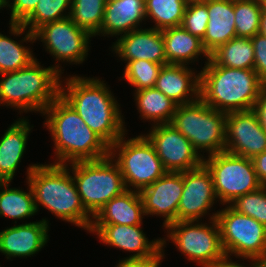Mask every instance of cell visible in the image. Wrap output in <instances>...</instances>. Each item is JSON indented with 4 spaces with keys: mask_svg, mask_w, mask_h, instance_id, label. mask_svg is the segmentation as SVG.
Here are the masks:
<instances>
[{
    "mask_svg": "<svg viewBox=\"0 0 266 267\" xmlns=\"http://www.w3.org/2000/svg\"><path fill=\"white\" fill-rule=\"evenodd\" d=\"M262 9H266V0H259Z\"/></svg>",
    "mask_w": 266,
    "mask_h": 267,
    "instance_id": "cell-44",
    "label": "cell"
},
{
    "mask_svg": "<svg viewBox=\"0 0 266 267\" xmlns=\"http://www.w3.org/2000/svg\"><path fill=\"white\" fill-rule=\"evenodd\" d=\"M107 0H72L70 19L96 36L102 26Z\"/></svg>",
    "mask_w": 266,
    "mask_h": 267,
    "instance_id": "cell-31",
    "label": "cell"
},
{
    "mask_svg": "<svg viewBox=\"0 0 266 267\" xmlns=\"http://www.w3.org/2000/svg\"><path fill=\"white\" fill-rule=\"evenodd\" d=\"M144 19L145 0H107L103 23L97 35H125L139 29Z\"/></svg>",
    "mask_w": 266,
    "mask_h": 267,
    "instance_id": "cell-21",
    "label": "cell"
},
{
    "mask_svg": "<svg viewBox=\"0 0 266 267\" xmlns=\"http://www.w3.org/2000/svg\"><path fill=\"white\" fill-rule=\"evenodd\" d=\"M42 115H46L44 126L54 141V164L96 161L110 156V146L85 124L60 95Z\"/></svg>",
    "mask_w": 266,
    "mask_h": 267,
    "instance_id": "cell-2",
    "label": "cell"
},
{
    "mask_svg": "<svg viewBox=\"0 0 266 267\" xmlns=\"http://www.w3.org/2000/svg\"><path fill=\"white\" fill-rule=\"evenodd\" d=\"M70 166L84 208L94 217L112 198L127 190L118 164L108 156L96 161H78Z\"/></svg>",
    "mask_w": 266,
    "mask_h": 267,
    "instance_id": "cell-7",
    "label": "cell"
},
{
    "mask_svg": "<svg viewBox=\"0 0 266 267\" xmlns=\"http://www.w3.org/2000/svg\"><path fill=\"white\" fill-rule=\"evenodd\" d=\"M49 221L14 225L0 232V253L7 259L12 257H31L38 253L48 242Z\"/></svg>",
    "mask_w": 266,
    "mask_h": 267,
    "instance_id": "cell-19",
    "label": "cell"
},
{
    "mask_svg": "<svg viewBox=\"0 0 266 267\" xmlns=\"http://www.w3.org/2000/svg\"><path fill=\"white\" fill-rule=\"evenodd\" d=\"M229 205L237 212L252 217L266 226V188L263 186L237 197Z\"/></svg>",
    "mask_w": 266,
    "mask_h": 267,
    "instance_id": "cell-35",
    "label": "cell"
},
{
    "mask_svg": "<svg viewBox=\"0 0 266 267\" xmlns=\"http://www.w3.org/2000/svg\"><path fill=\"white\" fill-rule=\"evenodd\" d=\"M65 79V86L60 82V96L93 132L110 147L126 134L120 105L105 81L78 75Z\"/></svg>",
    "mask_w": 266,
    "mask_h": 267,
    "instance_id": "cell-1",
    "label": "cell"
},
{
    "mask_svg": "<svg viewBox=\"0 0 266 267\" xmlns=\"http://www.w3.org/2000/svg\"><path fill=\"white\" fill-rule=\"evenodd\" d=\"M71 3L72 0H39L34 11L21 24L34 34L47 23L69 17ZM66 10L69 12L65 14Z\"/></svg>",
    "mask_w": 266,
    "mask_h": 267,
    "instance_id": "cell-32",
    "label": "cell"
},
{
    "mask_svg": "<svg viewBox=\"0 0 266 267\" xmlns=\"http://www.w3.org/2000/svg\"><path fill=\"white\" fill-rule=\"evenodd\" d=\"M210 59L219 66L254 69V46L251 38L236 37L218 47Z\"/></svg>",
    "mask_w": 266,
    "mask_h": 267,
    "instance_id": "cell-28",
    "label": "cell"
},
{
    "mask_svg": "<svg viewBox=\"0 0 266 267\" xmlns=\"http://www.w3.org/2000/svg\"><path fill=\"white\" fill-rule=\"evenodd\" d=\"M253 110L257 113L260 124L266 131V84L262 85L259 97Z\"/></svg>",
    "mask_w": 266,
    "mask_h": 267,
    "instance_id": "cell-40",
    "label": "cell"
},
{
    "mask_svg": "<svg viewBox=\"0 0 266 267\" xmlns=\"http://www.w3.org/2000/svg\"><path fill=\"white\" fill-rule=\"evenodd\" d=\"M37 58L17 71L1 73L0 105L19 113L43 111L60 95L61 74L54 65H40Z\"/></svg>",
    "mask_w": 266,
    "mask_h": 267,
    "instance_id": "cell-5",
    "label": "cell"
},
{
    "mask_svg": "<svg viewBox=\"0 0 266 267\" xmlns=\"http://www.w3.org/2000/svg\"><path fill=\"white\" fill-rule=\"evenodd\" d=\"M90 232L97 234L105 245L136 253L127 258L163 257L162 239L148 241L141 225L92 224Z\"/></svg>",
    "mask_w": 266,
    "mask_h": 267,
    "instance_id": "cell-16",
    "label": "cell"
},
{
    "mask_svg": "<svg viewBox=\"0 0 266 267\" xmlns=\"http://www.w3.org/2000/svg\"><path fill=\"white\" fill-rule=\"evenodd\" d=\"M162 31L165 56L168 64L189 65L197 61L199 55L210 59L202 40L186 31L182 26L167 28ZM187 63V64H186Z\"/></svg>",
    "mask_w": 266,
    "mask_h": 267,
    "instance_id": "cell-25",
    "label": "cell"
},
{
    "mask_svg": "<svg viewBox=\"0 0 266 267\" xmlns=\"http://www.w3.org/2000/svg\"><path fill=\"white\" fill-rule=\"evenodd\" d=\"M216 215L217 212L210 215V226L198 220L178 221L167 225L165 230L168 232V240L161 238L162 250L170 239L188 260L199 263L201 267H218L227 256L222 246Z\"/></svg>",
    "mask_w": 266,
    "mask_h": 267,
    "instance_id": "cell-8",
    "label": "cell"
},
{
    "mask_svg": "<svg viewBox=\"0 0 266 267\" xmlns=\"http://www.w3.org/2000/svg\"><path fill=\"white\" fill-rule=\"evenodd\" d=\"M221 242L227 258L260 260L266 253V226L230 205L217 211Z\"/></svg>",
    "mask_w": 266,
    "mask_h": 267,
    "instance_id": "cell-11",
    "label": "cell"
},
{
    "mask_svg": "<svg viewBox=\"0 0 266 267\" xmlns=\"http://www.w3.org/2000/svg\"><path fill=\"white\" fill-rule=\"evenodd\" d=\"M9 184L11 183L0 182V216L16 220L36 215L34 194L29 182L27 181V192L20 188H8Z\"/></svg>",
    "mask_w": 266,
    "mask_h": 267,
    "instance_id": "cell-29",
    "label": "cell"
},
{
    "mask_svg": "<svg viewBox=\"0 0 266 267\" xmlns=\"http://www.w3.org/2000/svg\"><path fill=\"white\" fill-rule=\"evenodd\" d=\"M254 46V70L266 84V36L258 33L251 38Z\"/></svg>",
    "mask_w": 266,
    "mask_h": 267,
    "instance_id": "cell-37",
    "label": "cell"
},
{
    "mask_svg": "<svg viewBox=\"0 0 266 267\" xmlns=\"http://www.w3.org/2000/svg\"><path fill=\"white\" fill-rule=\"evenodd\" d=\"M68 168L54 163L27 167L26 179L34 194L35 207L38 212L41 204L59 219L89 231L93 216L84 208Z\"/></svg>",
    "mask_w": 266,
    "mask_h": 267,
    "instance_id": "cell-3",
    "label": "cell"
},
{
    "mask_svg": "<svg viewBox=\"0 0 266 267\" xmlns=\"http://www.w3.org/2000/svg\"><path fill=\"white\" fill-rule=\"evenodd\" d=\"M9 25L12 35L20 37L25 31L26 34L19 43L10 36L0 33V74L20 70L36 59L31 49L22 45L23 42L34 43L35 35L21 23H9Z\"/></svg>",
    "mask_w": 266,
    "mask_h": 267,
    "instance_id": "cell-26",
    "label": "cell"
},
{
    "mask_svg": "<svg viewBox=\"0 0 266 267\" xmlns=\"http://www.w3.org/2000/svg\"><path fill=\"white\" fill-rule=\"evenodd\" d=\"M227 113L211 108L200 98L179 105L170 122L197 150L208 156L225 151ZM205 150V151H204Z\"/></svg>",
    "mask_w": 266,
    "mask_h": 267,
    "instance_id": "cell-6",
    "label": "cell"
},
{
    "mask_svg": "<svg viewBox=\"0 0 266 267\" xmlns=\"http://www.w3.org/2000/svg\"><path fill=\"white\" fill-rule=\"evenodd\" d=\"M189 0H145L146 19L153 20L151 28L164 30L181 26Z\"/></svg>",
    "mask_w": 266,
    "mask_h": 267,
    "instance_id": "cell-30",
    "label": "cell"
},
{
    "mask_svg": "<svg viewBox=\"0 0 266 267\" xmlns=\"http://www.w3.org/2000/svg\"><path fill=\"white\" fill-rule=\"evenodd\" d=\"M213 178L203 164L183 172V191L177 211L178 221L200 220L217 202Z\"/></svg>",
    "mask_w": 266,
    "mask_h": 267,
    "instance_id": "cell-15",
    "label": "cell"
},
{
    "mask_svg": "<svg viewBox=\"0 0 266 267\" xmlns=\"http://www.w3.org/2000/svg\"><path fill=\"white\" fill-rule=\"evenodd\" d=\"M199 98L224 113L253 110L264 84L254 69L228 68L205 61Z\"/></svg>",
    "mask_w": 266,
    "mask_h": 267,
    "instance_id": "cell-4",
    "label": "cell"
},
{
    "mask_svg": "<svg viewBox=\"0 0 266 267\" xmlns=\"http://www.w3.org/2000/svg\"><path fill=\"white\" fill-rule=\"evenodd\" d=\"M163 257L150 258H124L116 265V267H159L164 259V250H162Z\"/></svg>",
    "mask_w": 266,
    "mask_h": 267,
    "instance_id": "cell-39",
    "label": "cell"
},
{
    "mask_svg": "<svg viewBox=\"0 0 266 267\" xmlns=\"http://www.w3.org/2000/svg\"><path fill=\"white\" fill-rule=\"evenodd\" d=\"M125 136L124 134L110 147V156L120 167L126 188L140 192L167 171L153 145L144 135L128 140Z\"/></svg>",
    "mask_w": 266,
    "mask_h": 267,
    "instance_id": "cell-9",
    "label": "cell"
},
{
    "mask_svg": "<svg viewBox=\"0 0 266 267\" xmlns=\"http://www.w3.org/2000/svg\"><path fill=\"white\" fill-rule=\"evenodd\" d=\"M150 130L143 135L153 145L167 172H184L203 165L204 156L170 123L155 124Z\"/></svg>",
    "mask_w": 266,
    "mask_h": 267,
    "instance_id": "cell-13",
    "label": "cell"
},
{
    "mask_svg": "<svg viewBox=\"0 0 266 267\" xmlns=\"http://www.w3.org/2000/svg\"><path fill=\"white\" fill-rule=\"evenodd\" d=\"M39 0H4L3 7L11 9L10 23H22L36 8Z\"/></svg>",
    "mask_w": 266,
    "mask_h": 267,
    "instance_id": "cell-38",
    "label": "cell"
},
{
    "mask_svg": "<svg viewBox=\"0 0 266 267\" xmlns=\"http://www.w3.org/2000/svg\"><path fill=\"white\" fill-rule=\"evenodd\" d=\"M250 267H263L260 260H250ZM249 267V265H247ZM242 264H238L237 261L233 262L230 258H227L218 267H247Z\"/></svg>",
    "mask_w": 266,
    "mask_h": 267,
    "instance_id": "cell-41",
    "label": "cell"
},
{
    "mask_svg": "<svg viewBox=\"0 0 266 267\" xmlns=\"http://www.w3.org/2000/svg\"><path fill=\"white\" fill-rule=\"evenodd\" d=\"M188 67L181 64L163 65L156 79L155 88L178 106L199 99L200 75Z\"/></svg>",
    "mask_w": 266,
    "mask_h": 267,
    "instance_id": "cell-20",
    "label": "cell"
},
{
    "mask_svg": "<svg viewBox=\"0 0 266 267\" xmlns=\"http://www.w3.org/2000/svg\"><path fill=\"white\" fill-rule=\"evenodd\" d=\"M162 66V64L149 60L129 61L125 65L123 77L131 86L135 87V91L153 88Z\"/></svg>",
    "mask_w": 266,
    "mask_h": 267,
    "instance_id": "cell-34",
    "label": "cell"
},
{
    "mask_svg": "<svg viewBox=\"0 0 266 267\" xmlns=\"http://www.w3.org/2000/svg\"><path fill=\"white\" fill-rule=\"evenodd\" d=\"M143 201L138 191L125 190L108 201L93 217L92 224L142 225Z\"/></svg>",
    "mask_w": 266,
    "mask_h": 267,
    "instance_id": "cell-24",
    "label": "cell"
},
{
    "mask_svg": "<svg viewBox=\"0 0 266 267\" xmlns=\"http://www.w3.org/2000/svg\"><path fill=\"white\" fill-rule=\"evenodd\" d=\"M208 18L207 5L202 0H189L181 26L202 40L206 32Z\"/></svg>",
    "mask_w": 266,
    "mask_h": 267,
    "instance_id": "cell-36",
    "label": "cell"
},
{
    "mask_svg": "<svg viewBox=\"0 0 266 267\" xmlns=\"http://www.w3.org/2000/svg\"><path fill=\"white\" fill-rule=\"evenodd\" d=\"M260 261H261L263 267H266V253H265V255L260 259Z\"/></svg>",
    "mask_w": 266,
    "mask_h": 267,
    "instance_id": "cell-43",
    "label": "cell"
},
{
    "mask_svg": "<svg viewBox=\"0 0 266 267\" xmlns=\"http://www.w3.org/2000/svg\"><path fill=\"white\" fill-rule=\"evenodd\" d=\"M225 151L250 159L266 151V131L254 110L227 113Z\"/></svg>",
    "mask_w": 266,
    "mask_h": 267,
    "instance_id": "cell-14",
    "label": "cell"
},
{
    "mask_svg": "<svg viewBox=\"0 0 266 267\" xmlns=\"http://www.w3.org/2000/svg\"><path fill=\"white\" fill-rule=\"evenodd\" d=\"M3 3H4V0H0V9H1V8H4V7H3Z\"/></svg>",
    "mask_w": 266,
    "mask_h": 267,
    "instance_id": "cell-45",
    "label": "cell"
},
{
    "mask_svg": "<svg viewBox=\"0 0 266 267\" xmlns=\"http://www.w3.org/2000/svg\"><path fill=\"white\" fill-rule=\"evenodd\" d=\"M134 97L140 117L153 121V126L172 121L178 105L160 90L155 87L141 89L134 91Z\"/></svg>",
    "mask_w": 266,
    "mask_h": 267,
    "instance_id": "cell-27",
    "label": "cell"
},
{
    "mask_svg": "<svg viewBox=\"0 0 266 267\" xmlns=\"http://www.w3.org/2000/svg\"><path fill=\"white\" fill-rule=\"evenodd\" d=\"M207 5L208 24L202 43L210 55L236 38L234 0H202Z\"/></svg>",
    "mask_w": 266,
    "mask_h": 267,
    "instance_id": "cell-22",
    "label": "cell"
},
{
    "mask_svg": "<svg viewBox=\"0 0 266 267\" xmlns=\"http://www.w3.org/2000/svg\"><path fill=\"white\" fill-rule=\"evenodd\" d=\"M35 40L44 43V47L57 61L54 68L61 75L62 67L58 62H69V64H81L88 56L90 38L89 32L78 27L70 17L47 23L40 27L35 33ZM41 39V40H40ZM60 65V67H59Z\"/></svg>",
    "mask_w": 266,
    "mask_h": 267,
    "instance_id": "cell-12",
    "label": "cell"
},
{
    "mask_svg": "<svg viewBox=\"0 0 266 267\" xmlns=\"http://www.w3.org/2000/svg\"><path fill=\"white\" fill-rule=\"evenodd\" d=\"M31 127L29 119L19 118L0 139V182H12L26 151Z\"/></svg>",
    "mask_w": 266,
    "mask_h": 267,
    "instance_id": "cell-23",
    "label": "cell"
},
{
    "mask_svg": "<svg viewBox=\"0 0 266 267\" xmlns=\"http://www.w3.org/2000/svg\"><path fill=\"white\" fill-rule=\"evenodd\" d=\"M262 35L266 36V9H262L260 20V31Z\"/></svg>",
    "mask_w": 266,
    "mask_h": 267,
    "instance_id": "cell-42",
    "label": "cell"
},
{
    "mask_svg": "<svg viewBox=\"0 0 266 267\" xmlns=\"http://www.w3.org/2000/svg\"><path fill=\"white\" fill-rule=\"evenodd\" d=\"M203 164L212 175L220 204L229 205L237 197L262 187L250 158L223 151L204 157Z\"/></svg>",
    "mask_w": 266,
    "mask_h": 267,
    "instance_id": "cell-10",
    "label": "cell"
},
{
    "mask_svg": "<svg viewBox=\"0 0 266 267\" xmlns=\"http://www.w3.org/2000/svg\"><path fill=\"white\" fill-rule=\"evenodd\" d=\"M183 191V172H166L150 186L142 189L145 215L162 216L163 227L177 222V211Z\"/></svg>",
    "mask_w": 266,
    "mask_h": 267,
    "instance_id": "cell-17",
    "label": "cell"
},
{
    "mask_svg": "<svg viewBox=\"0 0 266 267\" xmlns=\"http://www.w3.org/2000/svg\"><path fill=\"white\" fill-rule=\"evenodd\" d=\"M259 0H234L236 37L252 38L260 31Z\"/></svg>",
    "mask_w": 266,
    "mask_h": 267,
    "instance_id": "cell-33",
    "label": "cell"
},
{
    "mask_svg": "<svg viewBox=\"0 0 266 267\" xmlns=\"http://www.w3.org/2000/svg\"><path fill=\"white\" fill-rule=\"evenodd\" d=\"M116 38L112 51L121 61L124 60V63L141 59L162 65L168 64L161 30L140 28Z\"/></svg>",
    "mask_w": 266,
    "mask_h": 267,
    "instance_id": "cell-18",
    "label": "cell"
}]
</instances>
